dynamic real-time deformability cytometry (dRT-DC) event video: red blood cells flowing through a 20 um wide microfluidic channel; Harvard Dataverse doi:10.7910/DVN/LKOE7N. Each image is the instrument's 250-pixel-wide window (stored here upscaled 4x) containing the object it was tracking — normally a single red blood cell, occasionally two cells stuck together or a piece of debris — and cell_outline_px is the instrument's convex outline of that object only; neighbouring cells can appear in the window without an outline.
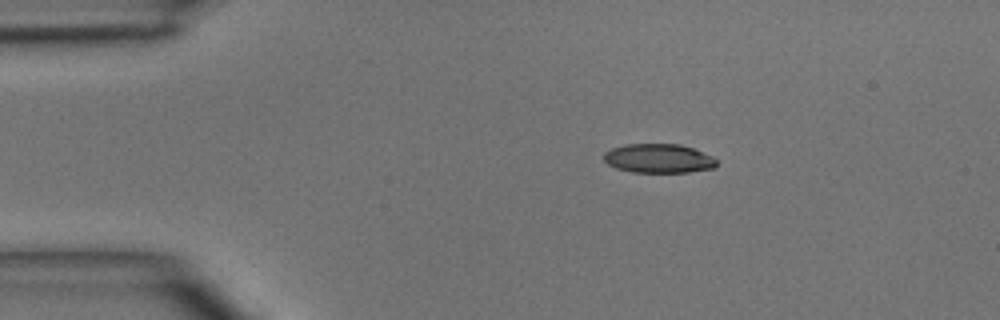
{"species": "common noctule bat (a hibernating species)", "species_latin": "Nyctalus noctula", "temperature_condition": "room temperature", "stored_images_in_passage": 3, "camera_frame_rate_fps": 3000, "um_per_image_px": 0.085, "animal": {"sex": "male", "body_mass_g": 15.6}, "frame": {"image": 1, "passage_image": 2, "time_ms": 1.333, "image_size_px": [1000, 320], "cell_outline_px": [[716, 168], [688, 172], [632, 172], [616, 168], [608, 164], [604, 160], [604, 152], [612, 148], [624, 144], [680, 144], [692, 148], [712, 156], [716, 160]], "centroid_in_image_um": [55.97, 13.46], "position_along_channel_um": 29.0, "area_um2": 19.13}}